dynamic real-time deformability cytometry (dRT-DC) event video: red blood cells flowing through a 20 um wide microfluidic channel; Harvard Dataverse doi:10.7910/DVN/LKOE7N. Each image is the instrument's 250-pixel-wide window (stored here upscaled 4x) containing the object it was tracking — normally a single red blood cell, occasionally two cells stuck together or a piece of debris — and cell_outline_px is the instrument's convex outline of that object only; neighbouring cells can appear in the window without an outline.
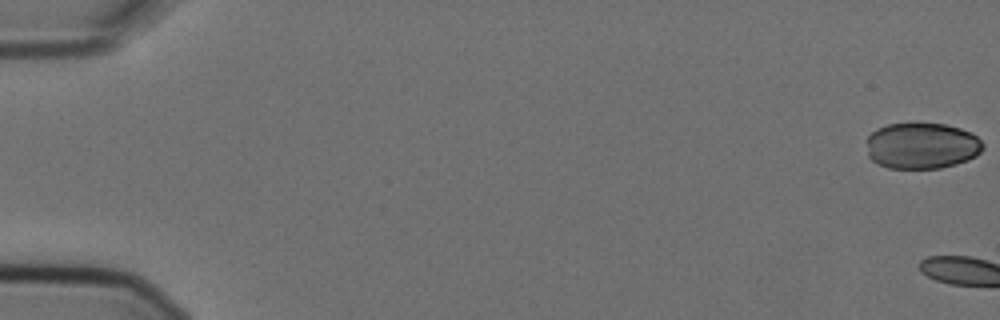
{"species": "Egyptian fruit bat (a non-hibernating species)", "species_latin": "Rousettus aegyptiacus", "temperature_condition": "cold", "stored_images_in_passage": 10, "camera_frame_rate_fps": 3000, "um_per_image_px": 0.085, "animal": {"sex": "female"}, "frame": {"image": 1, "passage_image": 1, "time_ms": 0.0, "image_size_px": [1000, 320], "cell_outline_px": [[984, 148], [976, 156], [968, 160], [956, 164], [940, 168], [888, 168], [872, 160], [868, 156], [868, 136], [876, 128], [888, 124], [944, 124], [960, 128], [972, 132], [984, 144]], "centroid_in_image_um": [78.38, 12.39], "position_along_channel_um": 6.6, "area_um2": 31.27}}
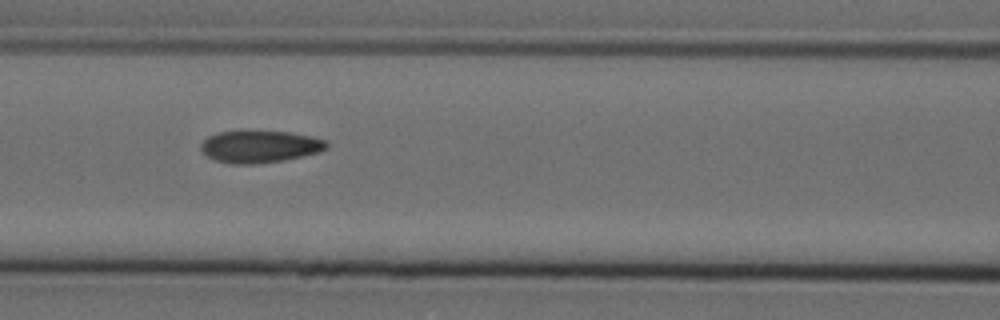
{"frame": {"image": 2, "passage_image": 9, "time_ms": 2.667, "image_size_px": [1000, 320], "cell_outline_px": [[328, 148], [320, 152], [284, 160], [256, 164], [228, 164], [216, 160], [208, 156], [200, 148], [200, 144], [208, 136], [216, 132], [288, 132], [312, 136], [328, 140]], "centroid_in_image_um": [22.12, 12.47], "position_along_channel_um": 144.5, "area_um2": 23.47}}
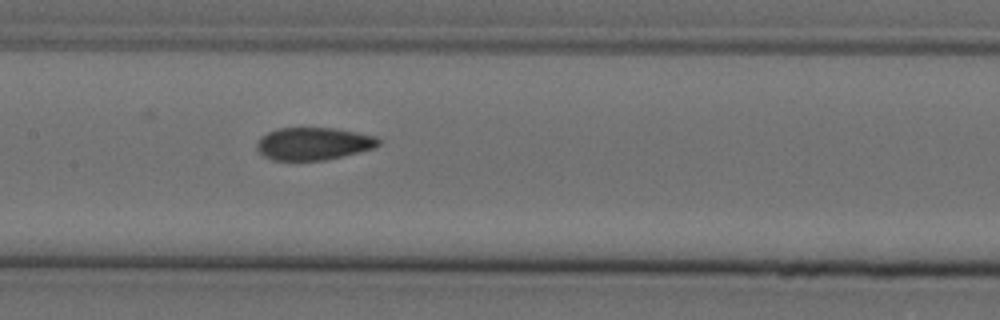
{"frame": {"image": 3, "passage_image": 10, "time_ms": 3.0, "image_size_px": [1000, 320], "cell_outline_px": [[380, 144], [376, 148], [324, 160], [272, 160], [264, 156], [256, 148], [256, 144], [268, 132], [280, 128], [332, 128], [356, 132], [376, 136], [380, 140]], "centroid_in_image_um": [26.67, 12.21], "position_along_channel_um": 180.7, "area_um2": 22.89}}